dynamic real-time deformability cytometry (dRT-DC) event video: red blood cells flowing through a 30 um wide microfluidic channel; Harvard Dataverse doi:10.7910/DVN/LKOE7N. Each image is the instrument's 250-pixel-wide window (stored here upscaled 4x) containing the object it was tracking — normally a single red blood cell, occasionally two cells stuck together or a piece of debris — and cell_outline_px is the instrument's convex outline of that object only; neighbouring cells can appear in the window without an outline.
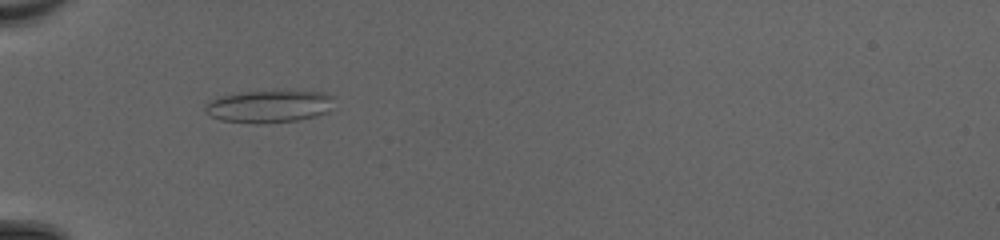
{"species": "common noctule bat (a hibernating species)", "species_latin": "Nyctalus noctula", "temperature_condition": "cold", "stored_images_in_passage": 51, "camera_frame_rate_fps": 3000, "um_per_image_px": 0.085, "animal": {"sex": "female", "body_mass_g": 20.0, "forearm_length_mm": 54.0}, "frame": {"image": 1, "passage_image": 19, "time_ms": 6.0, "image_size_px": [1000, 240], "cell_outline_px": [[336, 96], [328, 112], [316, 116], [296, 120], [260, 124], [256, 124], [220, 120], [204, 112], [204, 108], [208, 100], [220, 96], [240, 92], [276, 88], [296, 88], [324, 92]], "centroid_in_image_um": [22.92, 8.97], "position_along_channel_um": 62.1, "area_um2": 25.84}}
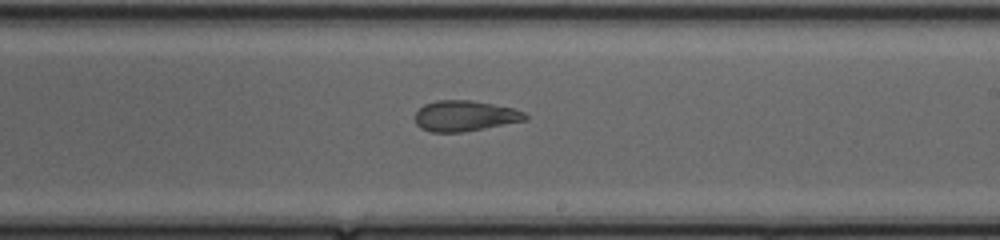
{"frame": {"image": 2, "passage_image": 33, "time_ms": 10.667, "image_size_px": [1000, 240], "cell_outline_px": [[528, 120], [484, 128], [460, 132], [432, 132], [420, 128], [416, 124], [416, 112], [424, 104], [436, 100], [468, 100], [492, 104], [512, 108], [524, 112], [528, 116]], "centroid_in_image_um": [39.51, 9.85], "position_along_channel_um": 249.5, "area_um2": 19.54}}
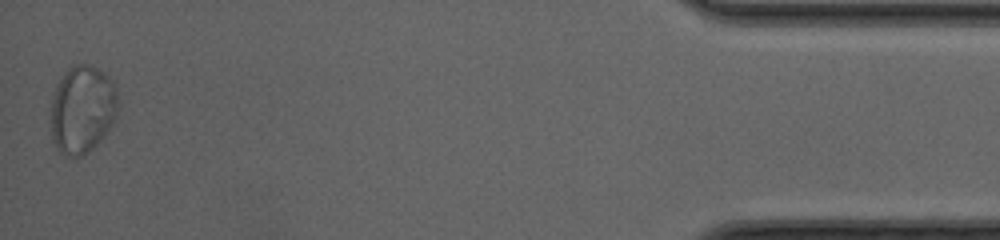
{"frame": {"image": 3, "passage_image": 51, "time_ms": 16.667, "image_size_px": [1000, 240], "cell_outline_px": [[120, 108], [116, 116], [104, 136], [88, 152], [80, 156], [68, 156], [60, 152], [56, 148], [52, 140], [52, 96], [56, 84], [60, 76], [72, 64], [88, 64], [104, 72], [116, 84], [120, 100]], "centroid_in_image_um": [7.03, 9.26], "position_along_channel_um": 428.2, "area_um2": 34.97}, "authors_computed_cell_mechanics": {"area_um2": 25.8366, "velocity_mm_per_s": 4.2152, "shape_relaxation_time_tau1_ms": 6.1233, "shape_relaxation_time_tau2_ms": 1.251, "deformation_change_tau1": 0.1338, "deformation_change_tau2": 0.0691}}